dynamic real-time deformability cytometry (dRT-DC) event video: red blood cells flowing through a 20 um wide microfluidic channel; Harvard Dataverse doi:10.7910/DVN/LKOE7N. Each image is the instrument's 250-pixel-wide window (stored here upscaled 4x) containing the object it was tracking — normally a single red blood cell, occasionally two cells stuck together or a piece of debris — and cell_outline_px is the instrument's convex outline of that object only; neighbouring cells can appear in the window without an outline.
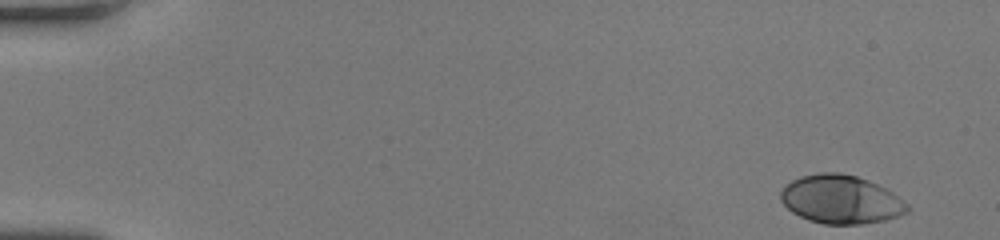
{"species": "human", "species_latin": "Homo sapiens", "temperature_condition": "room temperature", "stored_images_in_passage": 48, "camera_frame_rate_fps": 3000, "um_per_image_px": 0.085, "donor": {"sex": "female"}, "frame": {"image": 1, "passage_image": 1, "time_ms": 0.0, "image_size_px": [1000, 240], "cell_outline_px": [[912, 208], [908, 212], [900, 216], [884, 220], [860, 224], [824, 224], [808, 220], [792, 212], [780, 200], [780, 192], [792, 180], [800, 176], [820, 172], [840, 172], [856, 176], [868, 180], [892, 192], [908, 204]], "centroid_in_image_um": [71.49, 16.95], "position_along_channel_um": 13.5, "area_um2": 35.84}}
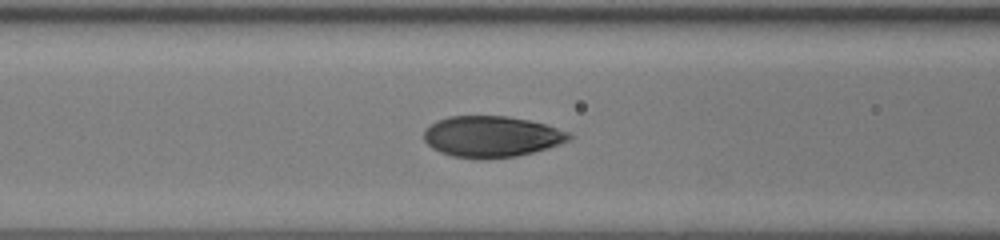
{"frame": {"image": 2, "passage_image": 20, "time_ms": 6.333, "image_size_px": [1000, 240], "cell_outline_px": [[572, 140], [548, 148], [516, 156], [452, 156], [440, 152], [432, 148], [424, 140], [424, 128], [436, 120], [448, 116], [508, 116], [528, 120], [544, 124], [572, 132]], "centroid_in_image_um": [41.8, 11.56], "position_along_channel_um": 124.8, "area_um2": 34.28}}
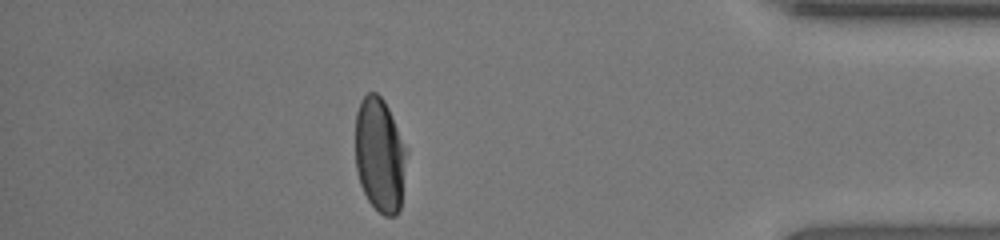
{"frame": {"image": 3, "passage_image": 42, "time_ms": 13.667, "image_size_px": [1000, 240], "cell_outline_px": [[408, 152], [400, 208], [396, 216], [384, 216], [368, 200], [360, 184], [356, 168], [356, 112], [360, 100], [368, 92], [376, 92], [384, 100], [408, 148]], "centroid_in_image_um": [32.3, 13.16], "position_along_channel_um": 402.9, "area_um2": 34.51}, "authors_computed_cell_mechanics": {"area_um2": 35.2291, "velocity_mm_per_s": 4.2793, "shape_relaxation_time_tau1_ms": 2.9978, "shape_relaxation_time_tau2_ms": null, "deformation_change_tau1": 0.189, "deformation_change_tau2": null}}